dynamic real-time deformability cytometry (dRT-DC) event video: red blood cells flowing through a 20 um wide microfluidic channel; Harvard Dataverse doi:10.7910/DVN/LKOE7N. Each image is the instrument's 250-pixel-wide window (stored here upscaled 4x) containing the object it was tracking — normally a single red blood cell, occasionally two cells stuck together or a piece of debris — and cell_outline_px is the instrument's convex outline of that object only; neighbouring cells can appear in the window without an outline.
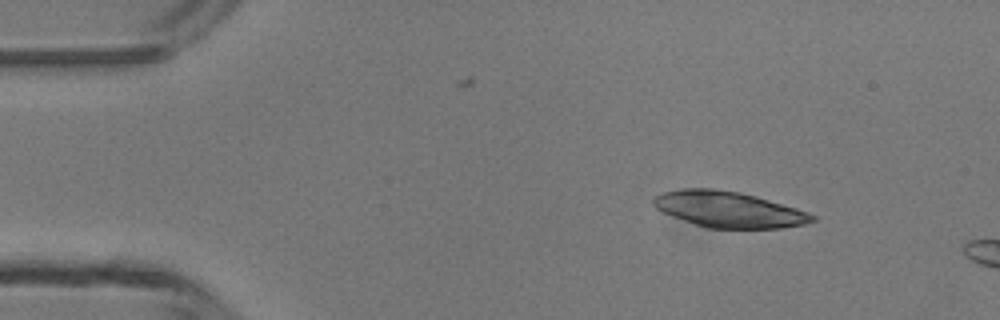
{"species": "common noctule bat (a hibernating species)", "species_latin": "Nyctalus noctula", "temperature_condition": "room temperature", "stored_images_in_passage": 2, "camera_frame_rate_fps": 3000, "um_per_image_px": 0.085, "animal": {"sex": "male", "body_mass_g": 13.3}, "frame": {"image": 1, "passage_image": 2, "time_ms": 2.0, "image_size_px": [1000, 320], "cell_outline_px": [[816, 220], [804, 224], [780, 228], [708, 228], [672, 216], [656, 208], [652, 204], [652, 196], [664, 192], [680, 188], [712, 188], [740, 192], [756, 196], [796, 208], [808, 212], [816, 216]], "centroid_in_image_um": [61.92, 17.79], "position_along_channel_um": 23.1, "area_um2": 33.18}}